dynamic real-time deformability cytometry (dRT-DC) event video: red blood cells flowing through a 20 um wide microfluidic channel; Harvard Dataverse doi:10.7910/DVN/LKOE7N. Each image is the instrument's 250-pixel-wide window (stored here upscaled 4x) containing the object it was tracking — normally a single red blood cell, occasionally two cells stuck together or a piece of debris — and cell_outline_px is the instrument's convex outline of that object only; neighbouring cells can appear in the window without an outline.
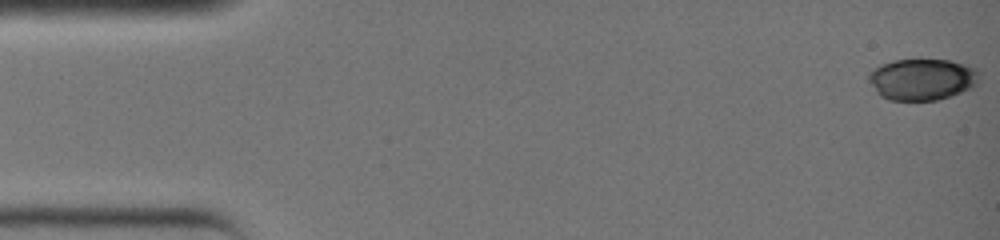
{"species": "common noctule bat (a hibernating species)", "species_latin": "Nyctalus noctula", "temperature_condition": "warm", "stored_images_in_passage": 8, "camera_frame_rate_fps": 3000, "um_per_image_px": 0.085, "animal": {"sex": "female", "body_mass_g": 19.0, "forearm_length_mm": 51.5}, "frame": {"image": 1, "passage_image": 1, "time_ms": 0.0, "image_size_px": [1000, 240], "cell_outline_px": [[980, 80], [972, 88], [936, 100], [892, 100], [880, 96], [876, 92], [868, 80], [868, 72], [872, 68], [880, 64], [896, 60], [948, 60], [964, 64], [976, 68], [980, 72]], "centroid_in_image_um": [78.37, 6.74], "position_along_channel_um": 6.6, "area_um2": 26.82}}